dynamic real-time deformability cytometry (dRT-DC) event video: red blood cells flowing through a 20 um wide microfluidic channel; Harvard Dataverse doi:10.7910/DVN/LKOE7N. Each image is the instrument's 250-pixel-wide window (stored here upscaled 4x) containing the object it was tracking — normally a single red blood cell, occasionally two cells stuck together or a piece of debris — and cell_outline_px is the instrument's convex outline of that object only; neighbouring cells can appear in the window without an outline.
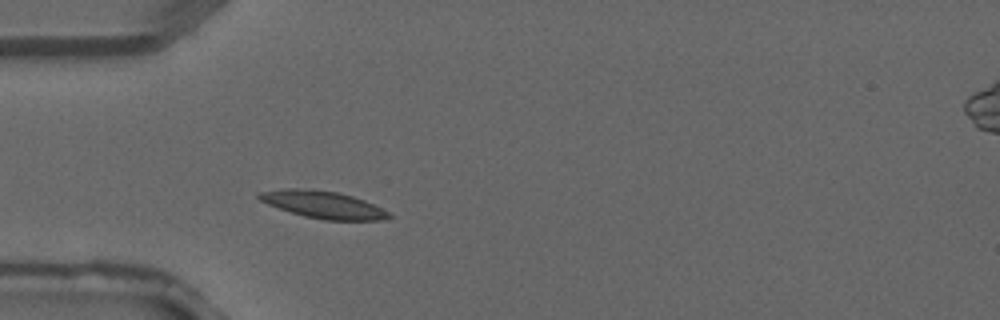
{"species": "common noctule bat (a hibernating species)", "species_latin": "Nyctalus noctula", "temperature_condition": "warm", "stored_images_in_passage": 2, "camera_frame_rate_fps": 3000, "um_per_image_px": 0.085, "animal": {"sex": "male", "forearm_length_mm": 52.5}, "frame": {"image": 1, "passage_image": 1, "time_ms": 0.0, "image_size_px": [1000, 320], "cell_outline_px": [[392, 216], [380, 220], [324, 220], [304, 216], [268, 204], [260, 200], [256, 196], [260, 192], [284, 188], [312, 188], [336, 192], [352, 196], [364, 200], [388, 212]], "centroid_in_image_um": [27.43, 17.38], "position_along_channel_um": 57.6, "area_um2": 20.4}}